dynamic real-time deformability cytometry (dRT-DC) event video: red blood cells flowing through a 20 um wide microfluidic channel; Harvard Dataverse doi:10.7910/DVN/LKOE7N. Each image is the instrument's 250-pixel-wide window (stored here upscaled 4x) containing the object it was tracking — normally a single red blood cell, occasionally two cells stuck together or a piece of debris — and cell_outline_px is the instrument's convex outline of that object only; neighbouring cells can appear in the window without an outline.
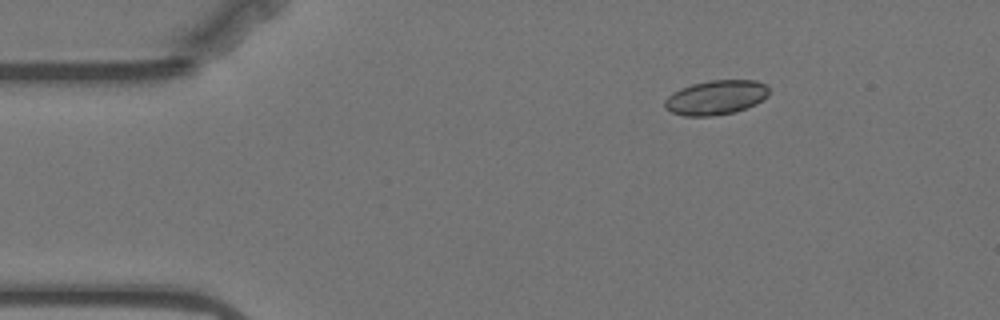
{"species": "Egyptian fruit bat (a non-hibernating species)", "species_latin": "Rousettus aegyptiacus", "temperature_condition": "warm", "stored_images_in_passage": 32, "camera_frame_rate_fps": 3000, "um_per_image_px": 0.085, "animal": {"sex": "female"}, "frame": {"image": 1, "passage_image": 1, "time_ms": 0.0, "image_size_px": [1000, 320], "cell_outline_px": [[768, 96], [756, 104], [736, 112], [712, 116], [684, 116], [672, 112], [664, 108], [664, 100], [668, 96], [680, 88], [692, 84], [708, 80], [756, 80], [768, 84]], "centroid_in_image_um": [60.86, 8.28], "position_along_channel_um": 24.1, "area_um2": 21.15}}
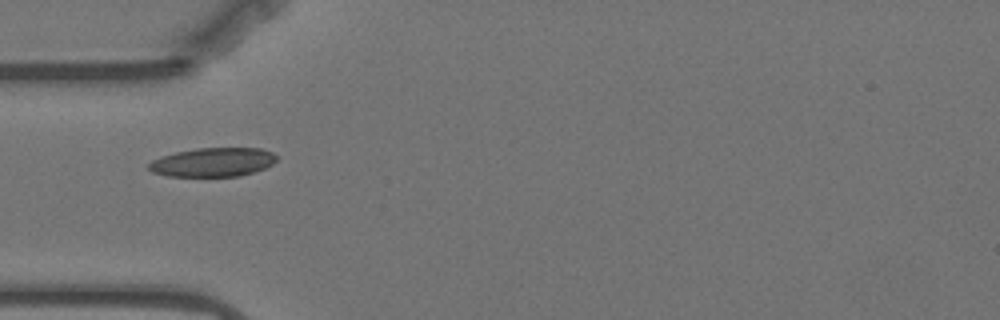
{"frame": {"image": 2, "passage_image": 10, "time_ms": 3.0, "image_size_px": [1000, 320], "cell_outline_px": [[276, 160], [272, 164], [264, 168], [252, 172], [236, 176], [168, 176], [152, 172], [148, 168], [148, 164], [152, 160], [160, 156], [176, 152], [196, 148], [260, 148], [272, 152], [276, 156]], "centroid_in_image_um": [18.06, 13.78], "position_along_channel_um": 66.9, "area_um2": 21.44}}
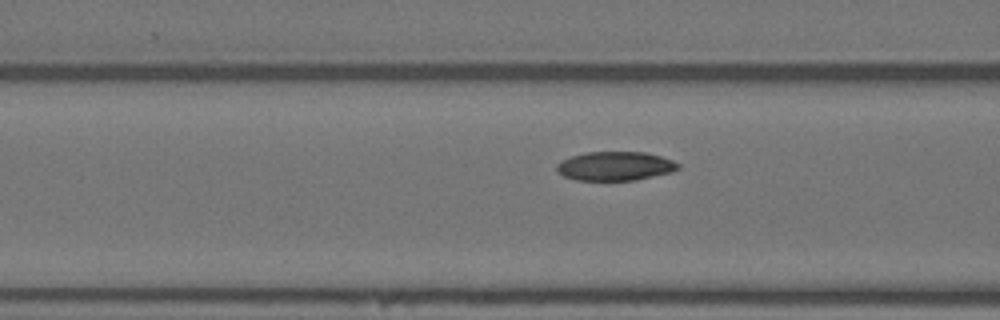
{"frame": {"image": 3, "passage_image": 14, "time_ms": 4.333, "image_size_px": [1000, 320], "cell_outline_px": [[680, 168], [668, 172], [636, 180], [576, 180], [564, 176], [556, 172], [556, 164], [572, 156], [584, 152], [644, 152], [660, 156], [672, 160], [680, 164]], "centroid_in_image_um": [52.26, 14.11], "position_along_channel_um": 114.3, "area_um2": 20.35}}